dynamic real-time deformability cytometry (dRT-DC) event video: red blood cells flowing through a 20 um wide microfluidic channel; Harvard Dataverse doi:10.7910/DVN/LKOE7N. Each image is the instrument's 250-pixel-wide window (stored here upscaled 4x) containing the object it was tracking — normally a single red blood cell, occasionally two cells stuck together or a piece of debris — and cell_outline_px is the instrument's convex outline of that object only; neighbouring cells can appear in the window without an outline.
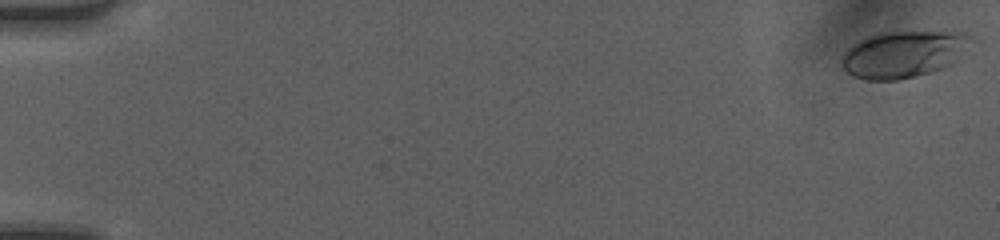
{"species": "human", "species_latin": "Homo sapiens", "temperature_condition": "room temperature", "stored_images_in_passage": 10, "camera_frame_rate_fps": 3000, "um_per_image_px": 0.085, "donor": {"sex": "female"}, "frame": {"image": 1, "passage_image": 1, "time_ms": 0.0, "image_size_px": [1000, 240], "cell_outline_px": [[972, 36], [956, 60], [952, 64], [928, 72], [900, 80], [864, 80], [852, 76], [840, 64], [840, 60], [844, 52], [848, 48], [860, 40], [868, 36], [880, 32], [944, 28], [964, 32]], "centroid_in_image_um": [76.79, 4.54], "position_along_channel_um": 8.2, "area_um2": 35.95}}